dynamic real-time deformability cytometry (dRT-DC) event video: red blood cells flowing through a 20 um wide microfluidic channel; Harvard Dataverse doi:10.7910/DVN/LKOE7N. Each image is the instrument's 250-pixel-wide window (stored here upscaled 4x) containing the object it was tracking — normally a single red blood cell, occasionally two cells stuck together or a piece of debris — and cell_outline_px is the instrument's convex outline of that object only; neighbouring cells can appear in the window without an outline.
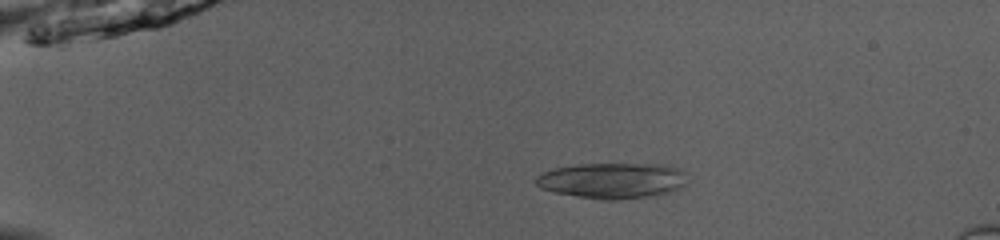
{"species": "common noctule bat (a hibernating species)", "species_latin": "Nyctalus noctula", "temperature_condition": "room temperature", "stored_images_in_passage": 45, "camera_frame_rate_fps": 3000, "um_per_image_px": 0.085, "animal": {"sex": "male", "body_mass_g": 13.0, "forearm_length_mm": 53.1}, "frame": {"image": 1, "passage_image": 6, "time_ms": 1.667, "image_size_px": [1000, 240], "cell_outline_px": [[688, 184], [684, 188], [672, 192], [656, 196], [616, 200], [604, 200], [576, 196], [552, 192], [540, 188], [532, 180], [536, 176], [552, 168], [580, 164], [668, 164], [680, 168], [688, 172]], "centroid_in_image_um": [52.14, 15.35], "position_along_channel_um": 32.9, "area_um2": 32.54}}